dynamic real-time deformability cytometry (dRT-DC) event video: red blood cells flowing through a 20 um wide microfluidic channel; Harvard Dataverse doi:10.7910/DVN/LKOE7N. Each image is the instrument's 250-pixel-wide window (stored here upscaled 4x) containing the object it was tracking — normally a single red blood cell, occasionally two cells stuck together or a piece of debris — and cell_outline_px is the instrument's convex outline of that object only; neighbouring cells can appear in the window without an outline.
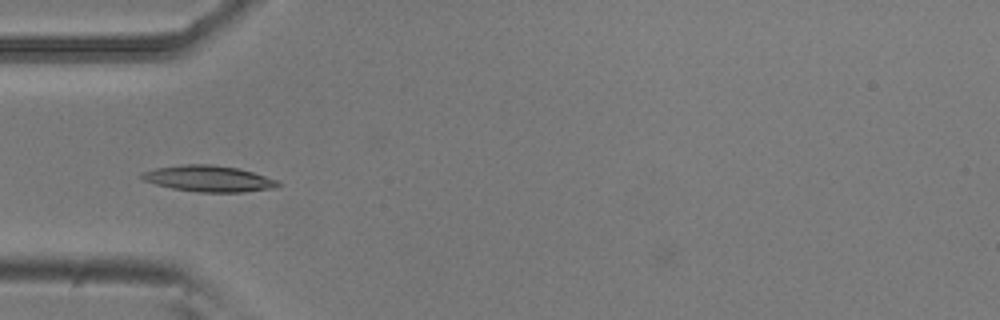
{"species": "common noctule bat (a hibernating species)", "species_latin": "Nyctalus noctula", "temperature_condition": "room temperature", "stored_images_in_passage": 12, "camera_frame_rate_fps": 3000, "um_per_image_px": 0.085, "animal": {"sex": "male", "body_mass_g": 20.5, "forearm_length_mm": 52.5}, "frame": {"image": 1, "passage_image": 6, "time_ms": 1.667, "image_size_px": [1000, 320], "cell_outline_px": [[280, 184], [276, 188], [244, 192], [196, 192], [172, 188], [156, 184], [144, 180], [140, 176], [140, 172], [156, 168], [180, 164], [212, 164], [236, 168], [252, 172], [280, 180]], "centroid_in_image_um": [17.75, 15.18], "position_along_channel_um": 67.3, "area_um2": 20.87}}
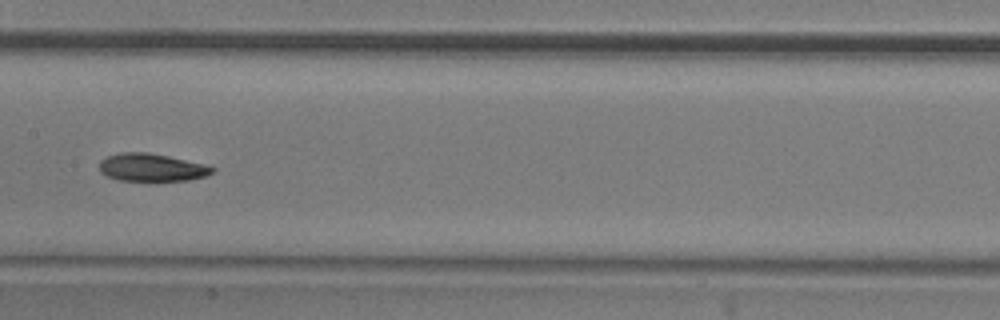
{"frame": {"image": 2, "passage_image": 9, "time_ms": 2.667, "image_size_px": [1000, 320], "cell_outline_px": [[216, 168], [212, 172], [204, 176], [188, 180], [120, 180], [108, 176], [100, 172], [100, 160], [108, 156], [120, 152], [148, 152], [168, 156], [204, 164]], "centroid_in_image_um": [12.87, 14.22], "position_along_channel_um": 194.5, "area_um2": 17.98}}
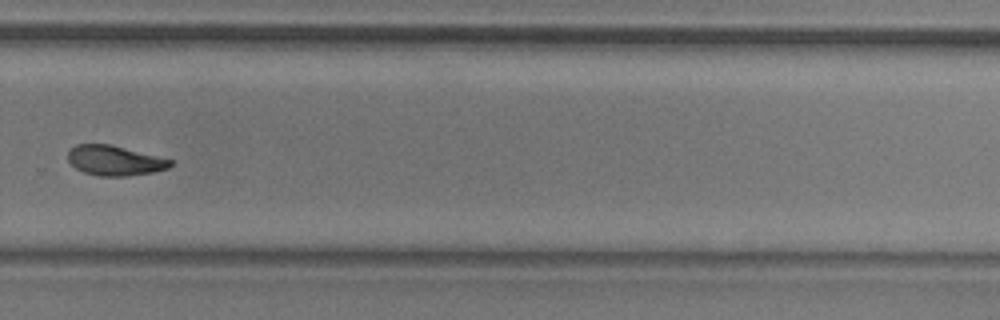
{"frame": {"image": 3, "passage_image": 12, "time_ms": 3.667, "image_size_px": [1000, 320], "cell_outline_px": [[172, 164], [168, 168], [152, 172], [124, 176], [100, 176], [84, 172], [76, 168], [68, 160], [68, 152], [76, 144], [108, 144], [172, 160]], "centroid_in_image_um": [9.72, 13.65], "position_along_channel_um": 320.1, "area_um2": 17.46}}